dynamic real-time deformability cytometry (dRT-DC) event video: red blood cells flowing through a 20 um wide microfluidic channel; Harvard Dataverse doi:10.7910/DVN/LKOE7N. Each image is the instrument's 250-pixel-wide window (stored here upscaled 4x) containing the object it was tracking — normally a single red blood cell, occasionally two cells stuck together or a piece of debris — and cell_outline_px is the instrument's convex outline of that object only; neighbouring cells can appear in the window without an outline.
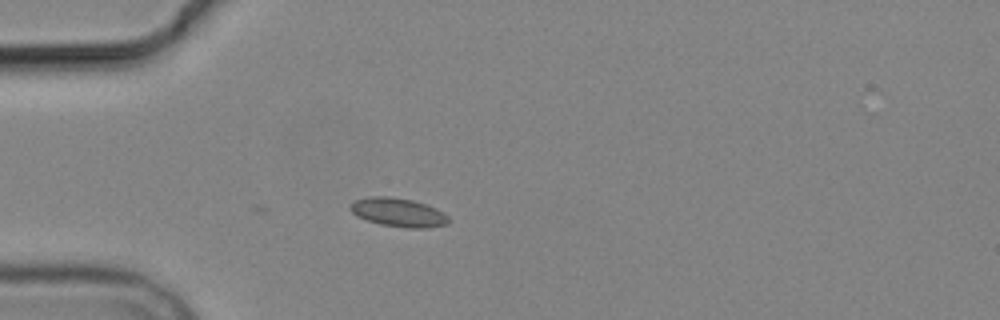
{"species": "common noctule bat (a hibernating species)", "species_latin": "Nyctalus noctula", "temperature_condition": "cold", "stored_images_in_passage": 4, "camera_frame_rate_fps": 3000, "um_per_image_px": 0.085, "animal": {"sex": "male", "body_mass_g": 19.2, "forearm_length_mm": 51.8}, "frame": {"image": 1, "passage_image": 4, "time_ms": 3.667, "image_size_px": [1000, 320], "cell_outline_px": [[452, 220], [448, 224], [424, 228], [408, 228], [380, 224], [356, 216], [348, 208], [348, 204], [356, 200], [368, 196], [388, 196], [412, 200], [436, 208], [448, 216]], "centroid_in_image_um": [33.84, 18.05], "position_along_channel_um": 51.2, "area_um2": 16.53}}